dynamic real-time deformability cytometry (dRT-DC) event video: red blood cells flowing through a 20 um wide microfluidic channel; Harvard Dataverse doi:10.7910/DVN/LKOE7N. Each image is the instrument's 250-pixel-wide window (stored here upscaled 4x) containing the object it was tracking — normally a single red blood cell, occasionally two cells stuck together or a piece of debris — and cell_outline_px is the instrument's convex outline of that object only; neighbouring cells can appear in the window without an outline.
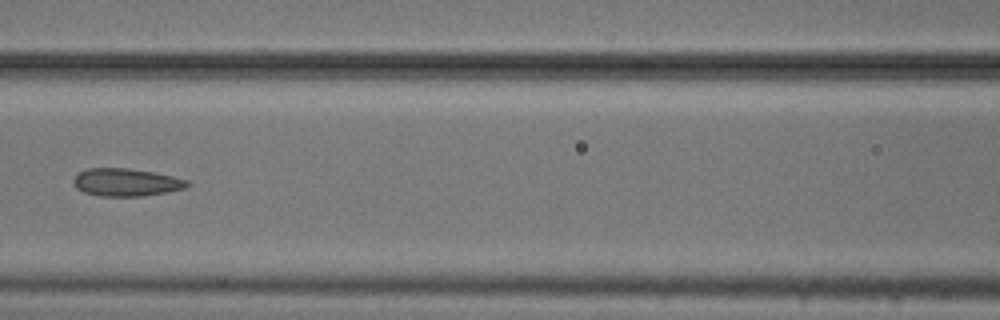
{"species": "common noctule bat (a hibernating species)", "species_latin": "Nyctalus noctula", "temperature_condition": "cold", "stored_images_in_passage": 8, "camera_frame_rate_fps": 3000, "um_per_image_px": 0.085, "animal": {"sex": "male", "body_mass_g": 20.5, "forearm_length_mm": 52.5}, "frame": {"image": 1, "passage_image": 6, "time_ms": 1.667, "image_size_px": [1000, 320], "cell_outline_px": [[192, 184], [184, 188], [144, 196], [100, 196], [84, 192], [76, 188], [72, 180], [80, 172], [88, 168], [128, 168], [152, 172], [172, 176], [188, 180]], "centroid_in_image_um": [10.72, 15.49], "position_along_channel_um": 155.9, "area_um2": 18.26}}
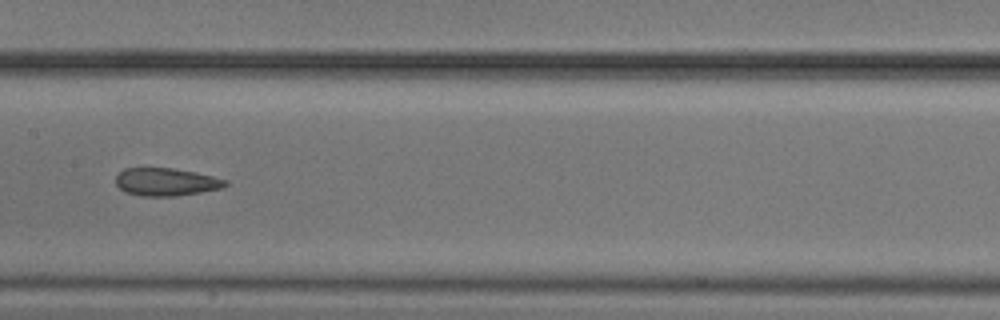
{"frame": {"image": 2, "passage_image": 7, "time_ms": 2.0, "image_size_px": [1000, 320], "cell_outline_px": [[228, 184], [224, 188], [176, 196], [140, 196], [124, 192], [116, 184], [116, 176], [124, 168], [172, 168], [212, 176], [228, 180]], "centroid_in_image_um": [14.11, 15.47], "position_along_channel_um": 193.3, "area_um2": 17.74}}
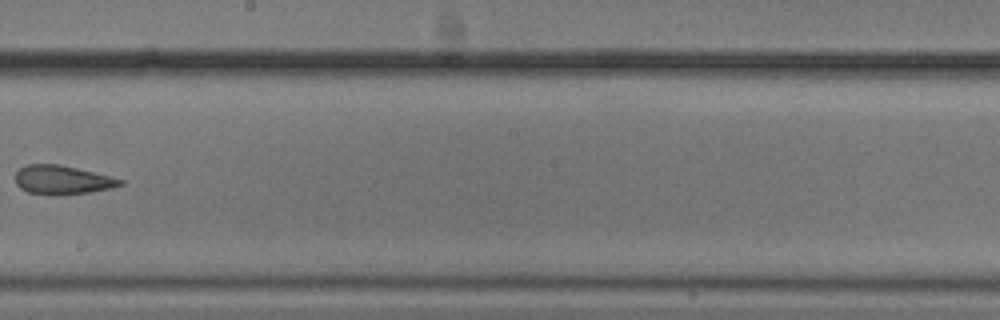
{"frame": {"image": 3, "passage_image": 8, "time_ms": 2.333, "image_size_px": [1000, 320], "cell_outline_px": [[124, 184], [112, 188], [88, 192], [56, 196], [28, 192], [20, 188], [16, 184], [16, 172], [20, 168], [28, 164], [60, 164], [112, 176], [124, 180]], "centroid_in_image_um": [5.31, 15.29], "position_along_channel_um": 242.9, "area_um2": 17.8}}